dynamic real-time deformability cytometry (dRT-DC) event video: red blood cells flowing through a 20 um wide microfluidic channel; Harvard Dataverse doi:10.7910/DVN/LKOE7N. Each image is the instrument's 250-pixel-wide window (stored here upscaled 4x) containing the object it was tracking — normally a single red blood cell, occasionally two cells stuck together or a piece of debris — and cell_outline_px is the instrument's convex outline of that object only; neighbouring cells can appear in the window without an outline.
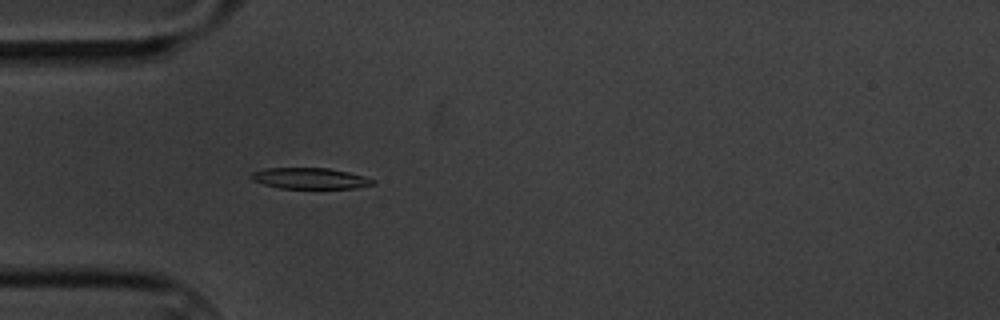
{"species": "common noctule bat (a hibernating species)", "species_latin": "Nyctalus noctula", "temperature_condition": "cold", "stored_images_in_passage": 4, "camera_frame_rate_fps": 3000, "um_per_image_px": 0.085, "animal": {"sex": "male", "body_mass_g": 20.1, "forearm_length_mm": 53.5}, "frame": {"image": 1, "passage_image": 4, "time_ms": 3.667, "image_size_px": [1000, 320], "cell_outline_px": [[376, 184], [356, 188], [280, 188], [264, 184], [252, 180], [248, 176], [252, 172], [264, 168], [328, 168], [348, 172], [364, 176], [376, 180]], "centroid_in_image_um": [26.35, 15.16], "position_along_channel_um": 58.7, "area_um2": 14.97}}